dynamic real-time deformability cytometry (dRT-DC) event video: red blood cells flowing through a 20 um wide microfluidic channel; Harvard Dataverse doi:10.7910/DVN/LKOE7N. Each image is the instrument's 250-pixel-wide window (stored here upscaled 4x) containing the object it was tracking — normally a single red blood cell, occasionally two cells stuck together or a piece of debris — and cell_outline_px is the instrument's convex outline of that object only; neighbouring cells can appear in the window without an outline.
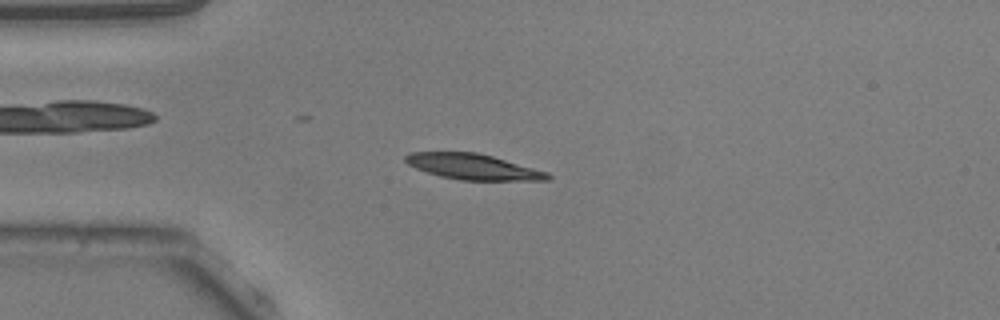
{"species": "common noctule bat (a hibernating species)", "species_latin": "Nyctalus noctula", "temperature_condition": "warm", "stored_images_in_passage": 51, "camera_frame_rate_fps": 3000, "um_per_image_px": 0.085, "animal": {"sex": "male", "body_mass_g": 20.5, "forearm_length_mm": 52.5}, "frame": {"image": 1, "passage_image": 12, "time_ms": 3.667, "image_size_px": [1000, 320], "cell_outline_px": [[552, 176], [548, 180], [460, 180], [440, 176], [416, 168], [408, 164], [404, 160], [404, 156], [408, 152], [476, 152], [492, 156], [548, 172]], "centroid_in_image_um": [40.19, 14.17], "position_along_channel_um": 44.8, "area_um2": 21.1}}
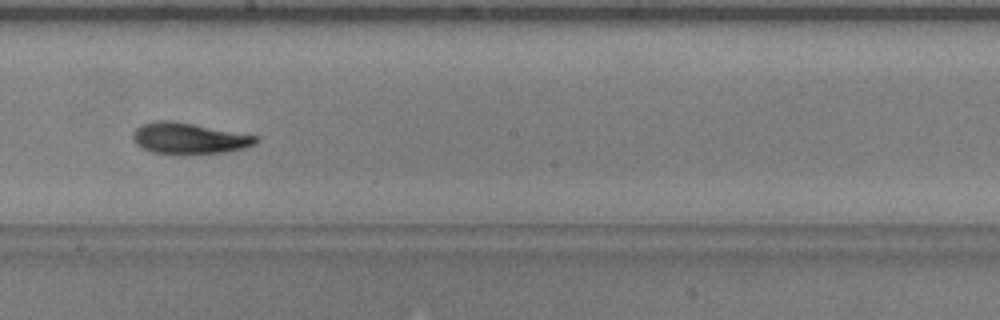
{"frame": {"image": 2, "passage_image": 28, "time_ms": 9.0, "image_size_px": [1000, 320], "cell_outline_px": [[256, 144], [244, 148], [224, 152], [184, 156], [152, 152], [136, 144], [132, 140], [132, 132], [140, 124], [156, 120], [168, 120], [192, 124], [256, 136]], "centroid_in_image_um": [15.98, 11.79], "position_along_channel_um": 232.2, "area_um2": 22.48}}
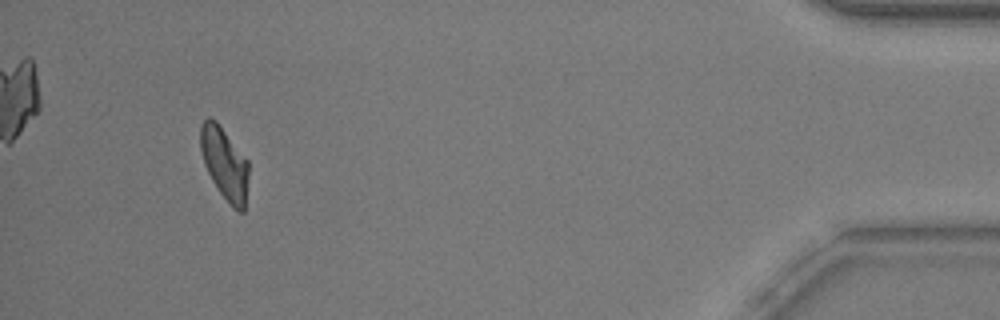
{"frame": {"image": 3, "passage_image": 48, "time_ms": 15.667, "image_size_px": [1000, 320], "cell_outline_px": [[248, 176], [244, 212], [240, 212], [232, 208], [220, 192], [212, 180], [204, 164], [200, 148], [200, 124], [208, 116], [216, 120], [248, 160]], "centroid_in_image_um": [19.08, 13.88], "position_along_channel_um": 416.1, "area_um2": 20.29}, "authors_computed_cell_mechanics": {"area_um2": 21.386, "velocity_mm_per_s": 3.8176, "shape_relaxation_time_tau1_ms": 9.9168, "shape_relaxation_time_tau2_ms": 2.506, "deformation_change_tau1": 0.2463, "deformation_change_tau2": 0.0801}}